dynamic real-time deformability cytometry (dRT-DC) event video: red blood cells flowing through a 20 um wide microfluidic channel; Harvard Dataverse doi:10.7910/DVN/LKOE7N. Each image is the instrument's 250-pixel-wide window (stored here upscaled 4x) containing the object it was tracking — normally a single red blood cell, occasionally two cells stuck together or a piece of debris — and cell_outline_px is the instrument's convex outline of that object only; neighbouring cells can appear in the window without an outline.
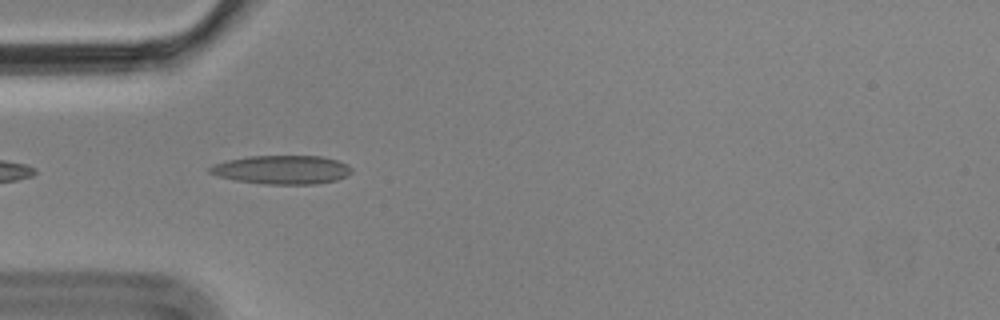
{"species": "Egyptian fruit bat (a non-hibernating species)", "species_latin": "Rousettus aegyptiacus", "temperature_condition": "cold", "stored_images_in_passage": 5, "camera_frame_rate_fps": 3000, "um_per_image_px": 0.085, "animal": {"sex": "male"}, "frame": {"image": 1, "passage_image": 2, "time_ms": 0.333, "image_size_px": [1000, 320], "cell_outline_px": [[352, 172], [336, 180], [316, 184], [264, 184], [236, 180], [216, 176], [208, 172], [208, 168], [212, 164], [228, 160], [248, 156], [324, 156], [348, 164], [352, 168]], "centroid_in_image_um": [23.94, 14.42], "position_along_channel_um": 61.1, "area_um2": 23.81}}
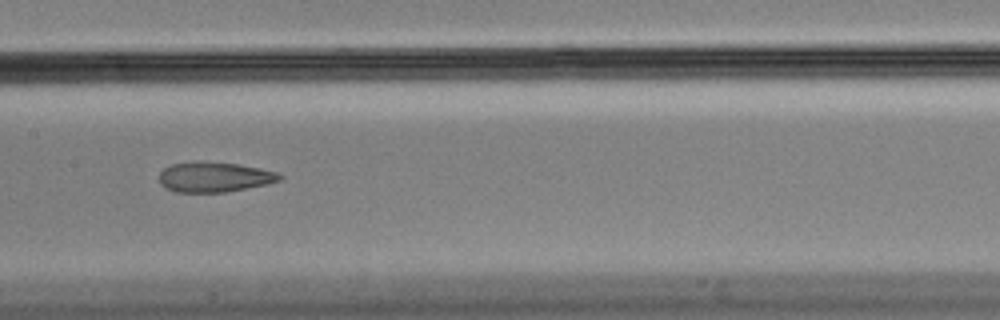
{"frame": {"image": 2, "passage_image": 5, "time_ms": 1.333, "image_size_px": [1000, 320], "cell_outline_px": [[284, 176], [280, 180], [268, 184], [224, 192], [176, 192], [160, 184], [160, 172], [164, 168], [172, 164], [196, 160], [200, 160], [236, 164], [260, 168], [276, 172]], "centroid_in_image_um": [18.22, 15.03], "position_along_channel_um": 189.2, "area_um2": 21.15}}